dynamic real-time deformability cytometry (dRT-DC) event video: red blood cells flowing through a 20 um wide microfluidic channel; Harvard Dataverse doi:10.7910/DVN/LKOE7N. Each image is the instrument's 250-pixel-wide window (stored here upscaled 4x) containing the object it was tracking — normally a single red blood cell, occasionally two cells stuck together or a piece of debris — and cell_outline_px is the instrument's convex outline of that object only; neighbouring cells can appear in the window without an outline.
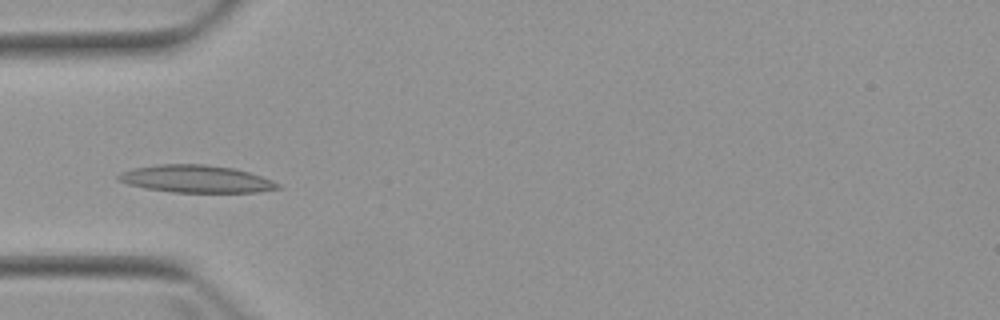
{"species": "Egyptian fruit bat (a non-hibernating species)", "species_latin": "Rousettus aegyptiacus", "temperature_condition": "warm", "stored_images_in_passage": 2, "camera_frame_rate_fps": 3000, "um_per_image_px": 0.085, "animal": {"sex": "female"}, "frame": {"image": 1, "passage_image": 2, "time_ms": 1.333, "image_size_px": [1000, 320], "cell_outline_px": [[284, 188], [256, 192], [172, 192], [144, 188], [128, 184], [116, 180], [116, 176], [120, 172], [132, 168], [160, 164], [204, 164], [232, 168], [248, 172], [272, 180], [280, 184]], "centroid_in_image_um": [16.64, 15.21], "position_along_channel_um": 68.4, "area_um2": 25.55}}